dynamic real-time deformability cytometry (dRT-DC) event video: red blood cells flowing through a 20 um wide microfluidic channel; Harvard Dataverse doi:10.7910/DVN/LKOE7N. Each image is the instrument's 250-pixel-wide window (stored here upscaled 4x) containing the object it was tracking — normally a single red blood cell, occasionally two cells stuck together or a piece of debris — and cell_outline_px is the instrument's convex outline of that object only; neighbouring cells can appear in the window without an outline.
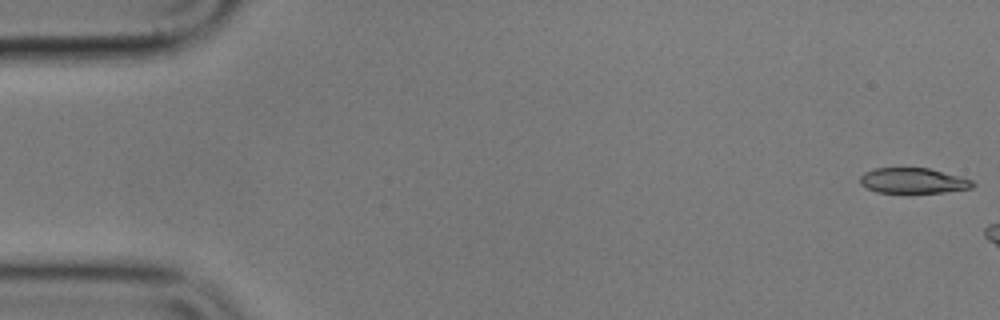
{"species": "common noctule bat (a hibernating species)", "species_latin": "Nyctalus noctula", "temperature_condition": "cold", "stored_images_in_passage": 7, "camera_frame_rate_fps": 3000, "um_per_image_px": 0.085, "animal": {"sex": "male", "body_mass_g": 17.9}, "frame": {"image": 1, "passage_image": 1, "time_ms": 0.0, "image_size_px": [1000, 320], "cell_outline_px": [[976, 184], [972, 188], [944, 192], [876, 192], [860, 184], [860, 176], [864, 172], [876, 168], [928, 168], [972, 180]], "centroid_in_image_um": [77.6, 15.35], "position_along_channel_um": 7.4, "area_um2": 16.42}}